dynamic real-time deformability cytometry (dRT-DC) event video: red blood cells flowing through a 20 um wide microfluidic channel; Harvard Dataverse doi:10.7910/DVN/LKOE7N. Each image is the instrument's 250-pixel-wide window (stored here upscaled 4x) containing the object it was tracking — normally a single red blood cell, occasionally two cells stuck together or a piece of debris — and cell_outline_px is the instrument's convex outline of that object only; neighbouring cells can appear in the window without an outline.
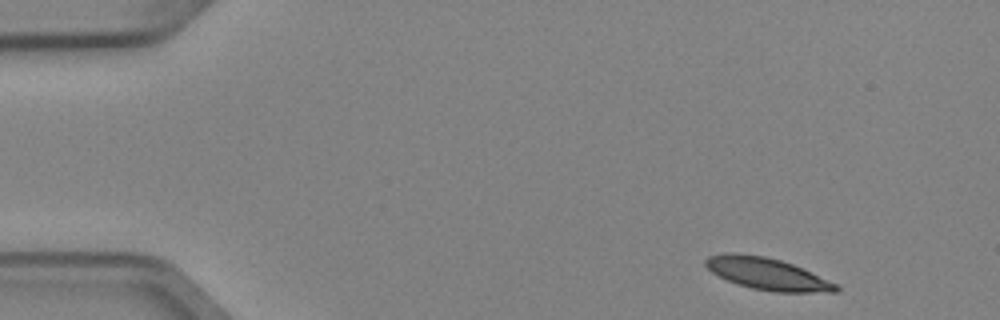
{"species": "Egyptian fruit bat (a non-hibernating species)", "species_latin": "Rousettus aegyptiacus", "temperature_condition": "cold", "stored_images_in_passage": 3, "camera_frame_rate_fps": 3000, "um_per_image_px": 0.085, "animal": {"sex": "female"}, "frame": {"image": 1, "passage_image": 1, "time_ms": 0.0, "image_size_px": [1000, 320], "cell_outline_px": [[840, 292], [776, 292], [752, 288], [736, 284], [712, 272], [704, 264], [704, 260], [708, 256], [724, 252], [736, 252], [764, 256], [780, 260], [792, 264], [840, 284]], "centroid_in_image_um": [65.24, 23.27], "position_along_channel_um": 19.8, "area_um2": 24.45}}
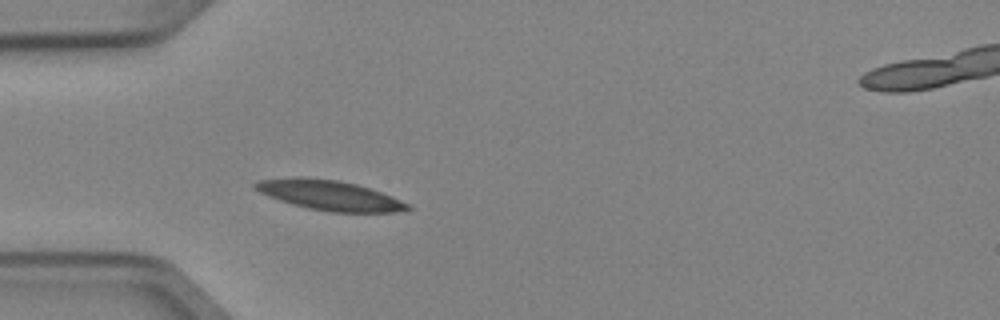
{"frame": {"image": 2, "passage_image": 3, "time_ms": 0.667, "image_size_px": [1000, 320], "cell_outline_px": [[412, 208], [396, 212], [328, 212], [308, 208], [292, 204], [268, 196], [252, 188], [252, 184], [256, 180], [296, 176], [300, 176], [336, 180], [356, 184], [392, 196], [412, 204]], "centroid_in_image_um": [27.98, 16.59], "position_along_channel_um": 57.0, "area_um2": 26.76}}